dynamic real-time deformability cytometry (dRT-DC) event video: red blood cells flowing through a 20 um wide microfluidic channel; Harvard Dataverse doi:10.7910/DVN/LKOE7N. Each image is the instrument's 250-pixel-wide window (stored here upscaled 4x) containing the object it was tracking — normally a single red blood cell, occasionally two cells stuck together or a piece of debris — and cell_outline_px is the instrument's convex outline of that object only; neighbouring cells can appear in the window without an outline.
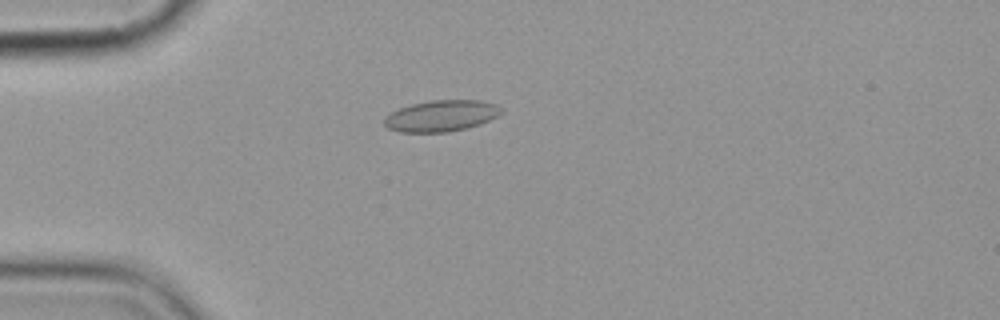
{"species": "common noctule bat (a hibernating species)", "species_latin": "Nyctalus noctula", "temperature_condition": "cold", "stored_images_in_passage": 5, "camera_frame_rate_fps": 3000, "um_per_image_px": 0.085, "animal": {"sex": "female", "body_mass_g": 19.9}, "frame": {"image": 1, "passage_image": 1, "time_ms": 0.0, "image_size_px": [1000, 320], "cell_outline_px": [[504, 112], [480, 124], [468, 128], [448, 132], [400, 132], [388, 128], [384, 124], [384, 116], [400, 108], [412, 104], [432, 100], [480, 100], [496, 104], [504, 108]], "centroid_in_image_um": [37.53, 9.84], "position_along_channel_um": 47.5, "area_um2": 21.39}}
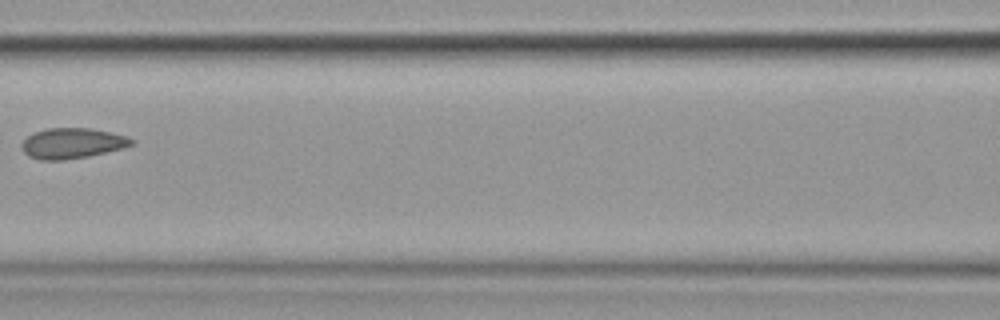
{"frame": {"image": 2, "passage_image": 4, "time_ms": 3.667, "image_size_px": [1000, 320], "cell_outline_px": [[132, 144], [124, 148], [88, 156], [64, 160], [40, 160], [28, 156], [24, 152], [20, 144], [28, 136], [36, 132], [48, 128], [92, 128], [128, 136], [132, 140]], "centroid_in_image_um": [6.13, 12.18], "position_along_channel_um": 160.5, "area_um2": 19.42}}
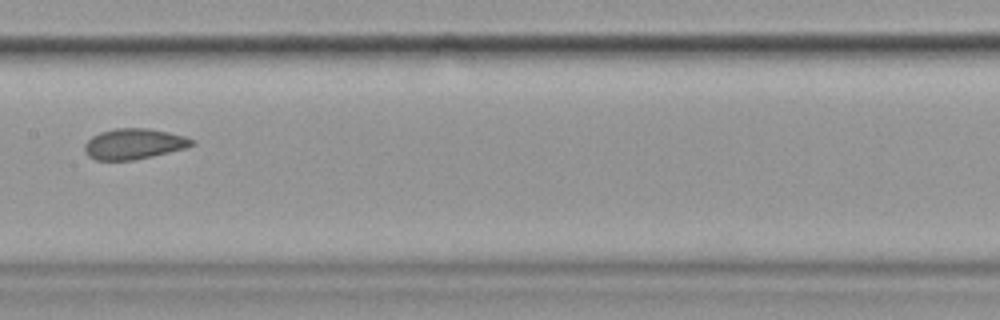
{"frame": {"image": 3, "passage_image": 5, "time_ms": 4.667, "image_size_px": [1000, 320], "cell_outline_px": [[196, 144], [188, 148], [152, 156], [132, 160], [96, 160], [88, 156], [84, 152], [84, 144], [92, 136], [100, 132], [116, 128], [148, 128], [168, 132], [184, 136], [196, 140]], "centroid_in_image_um": [11.4, 12.23], "position_along_channel_um": 196.0, "area_um2": 19.31}}